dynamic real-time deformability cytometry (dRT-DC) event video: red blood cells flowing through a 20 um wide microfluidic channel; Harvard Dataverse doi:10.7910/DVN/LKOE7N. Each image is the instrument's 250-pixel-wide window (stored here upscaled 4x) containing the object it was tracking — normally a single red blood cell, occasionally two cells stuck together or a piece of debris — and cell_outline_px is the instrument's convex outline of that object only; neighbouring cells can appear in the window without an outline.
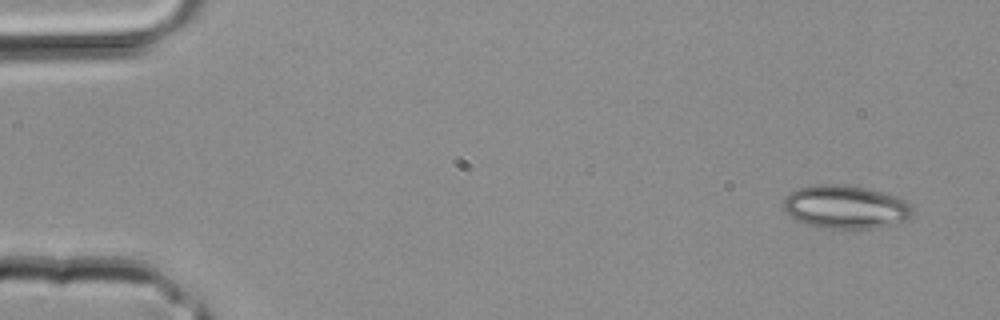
{"species": "common noctule bat (a hibernating species)", "species_latin": "Nyctalus noctula", "temperature_condition": "room temperature", "stored_images_in_passage": 4, "camera_frame_rate_fps": 3000, "um_per_image_px": 0.085, "animal": {"sex": "male", "body_mass_g": 20.4}, "frame": {"image": 1, "passage_image": 1, "time_ms": 0.0, "image_size_px": [1000, 320], "cell_outline_px": [[912, 216], [904, 220], [876, 228], [824, 228], [804, 224], [796, 220], [784, 212], [784, 200], [792, 192], [800, 188], [816, 184], [844, 184], [864, 188], [896, 196], [912, 204]], "centroid_in_image_um": [71.86, 17.59], "position_along_channel_um": 13.1, "area_um2": 32.37}}